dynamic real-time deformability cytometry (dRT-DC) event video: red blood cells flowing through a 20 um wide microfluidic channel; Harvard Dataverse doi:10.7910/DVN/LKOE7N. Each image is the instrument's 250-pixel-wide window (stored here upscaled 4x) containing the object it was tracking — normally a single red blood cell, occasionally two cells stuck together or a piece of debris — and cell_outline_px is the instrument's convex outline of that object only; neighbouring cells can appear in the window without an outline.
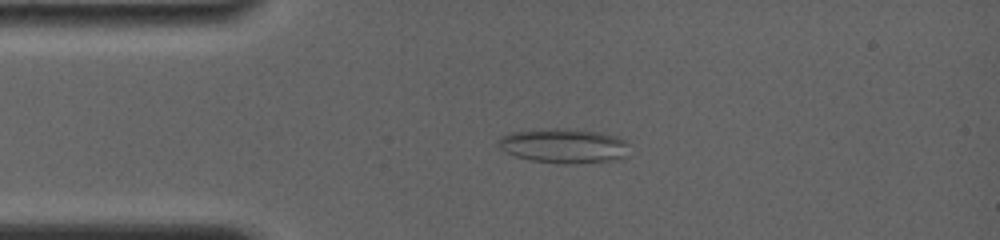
{"species": "common noctule bat (a hibernating species)", "species_latin": "Nyctalus noctula", "temperature_condition": "room temperature", "stored_images_in_passage": 9, "camera_frame_rate_fps": 4000, "um_per_image_px": 0.085, "animal": {"sex": "female", "body_mass_g": 19.0, "forearm_length_mm": 56.7}, "frame": {"image": 1, "passage_image": 7, "time_ms": 3.25, "image_size_px": [1000, 240], "cell_outline_px": [[628, 156], [624, 160], [572, 164], [564, 164], [528, 160], [504, 152], [496, 144], [500, 136], [508, 132], [548, 128], [568, 128], [600, 132], [616, 136], [624, 140], [628, 144]], "centroid_in_image_um": [47.93, 12.4], "position_along_channel_um": 37.1, "area_um2": 27.17}}